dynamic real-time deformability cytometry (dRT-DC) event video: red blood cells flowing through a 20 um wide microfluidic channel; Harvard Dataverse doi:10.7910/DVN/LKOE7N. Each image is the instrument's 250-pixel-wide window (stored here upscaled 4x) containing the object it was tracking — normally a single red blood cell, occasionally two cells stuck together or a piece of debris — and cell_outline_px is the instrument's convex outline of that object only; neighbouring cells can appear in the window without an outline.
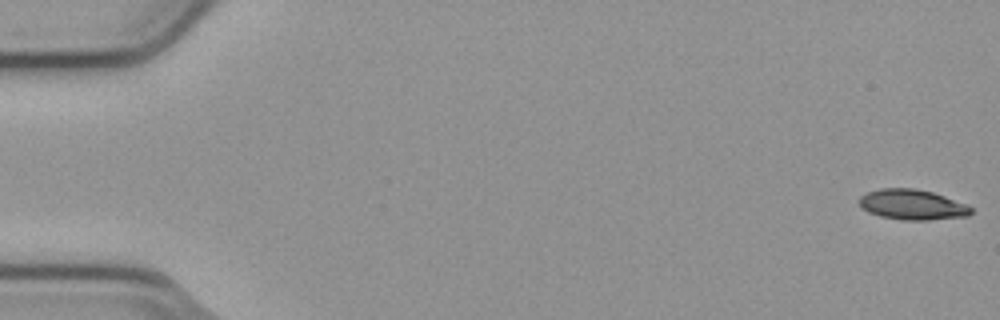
{"species": "common noctule bat (a hibernating species)", "species_latin": "Nyctalus noctula", "temperature_condition": "cold", "stored_images_in_passage": 55, "camera_frame_rate_fps": 3000, "um_per_image_px": 0.085, "animal": {"sex": "male", "body_mass_g": 23.1, "forearm_length_mm": 52.7}, "frame": {"image": 1, "passage_image": 1, "time_ms": 0.0, "image_size_px": [1000, 320], "cell_outline_px": [[972, 212], [968, 216], [928, 220], [900, 220], [880, 216], [868, 212], [860, 208], [860, 196], [868, 192], [880, 188], [916, 188], [932, 192], [968, 204], [972, 208]], "centroid_in_image_um": [77.55, 17.4], "position_along_channel_um": 7.5, "area_um2": 19.88}}
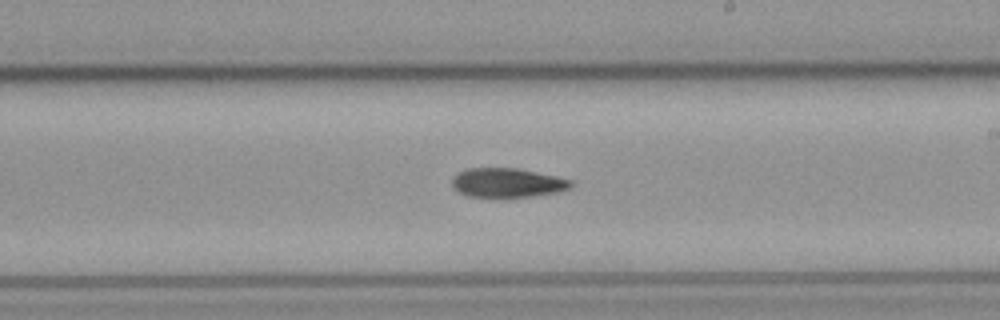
{"frame": {"image": 2, "passage_image": 32, "time_ms": 10.333, "image_size_px": [1000, 320], "cell_outline_px": [[572, 184], [568, 188], [560, 192], [532, 196], [468, 196], [452, 188], [452, 180], [460, 172], [468, 168], [516, 168], [556, 176], [572, 180]], "centroid_in_image_um": [43.14, 15.52], "position_along_channel_um": 245.9, "area_um2": 19.88}}
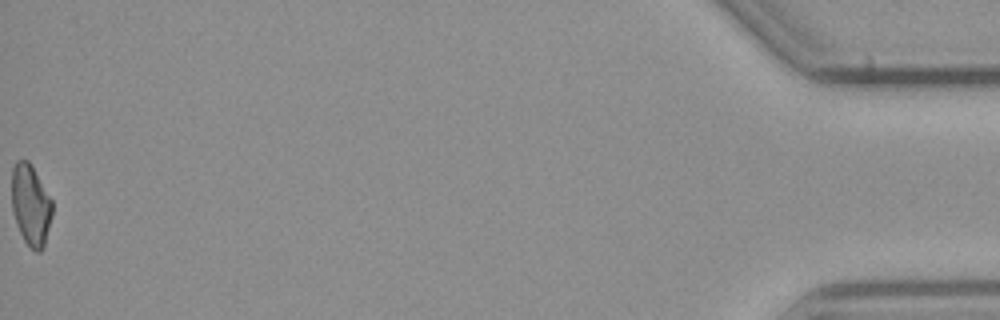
{"frame": {"image": 3, "passage_image": 55, "time_ms": 18.0, "image_size_px": [1000, 320], "cell_outline_px": [[52, 216], [44, 248], [40, 252], [36, 252], [24, 240], [20, 232], [12, 212], [12, 168], [16, 160], [28, 160], [52, 200]], "centroid_in_image_um": [2.61, 17.44], "position_along_channel_um": 432.6, "area_um2": 19.07}}